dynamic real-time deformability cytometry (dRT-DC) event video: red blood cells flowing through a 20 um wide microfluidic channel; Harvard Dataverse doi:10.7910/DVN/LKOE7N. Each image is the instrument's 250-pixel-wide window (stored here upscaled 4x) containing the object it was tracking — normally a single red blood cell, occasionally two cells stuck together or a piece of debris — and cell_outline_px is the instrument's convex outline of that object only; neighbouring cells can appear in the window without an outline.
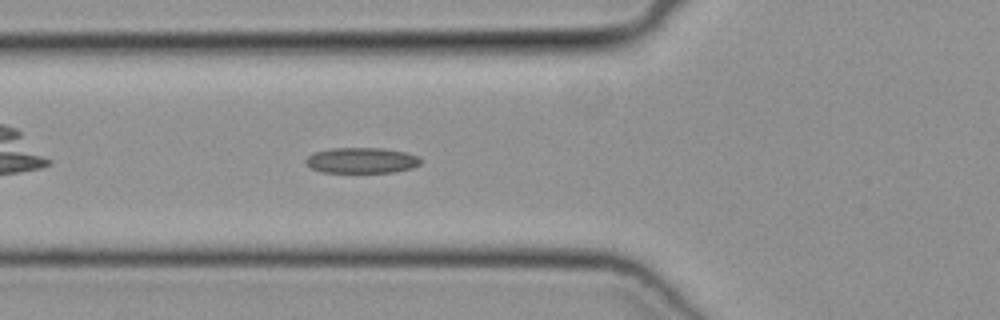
{"species": "common noctule bat (a hibernating species)", "species_latin": "Nyctalus noctula", "temperature_condition": "cold", "stored_images_in_passage": 35, "camera_frame_rate_fps": 3000, "um_per_image_px": 0.085, "animal": {"sex": "female", "body_mass_g": 19.3, "forearm_length_mm": 54.1}, "frame": {"image": 1, "passage_image": 6, "time_ms": 1.667, "image_size_px": [1000, 320], "cell_outline_px": [[420, 164], [412, 168], [392, 172], [320, 172], [312, 168], [304, 160], [308, 156], [316, 152], [332, 148], [384, 148], [404, 152], [420, 156]], "centroid_in_image_um": [30.75, 13.63], "position_along_channel_um": 95.0, "area_um2": 17.05}}
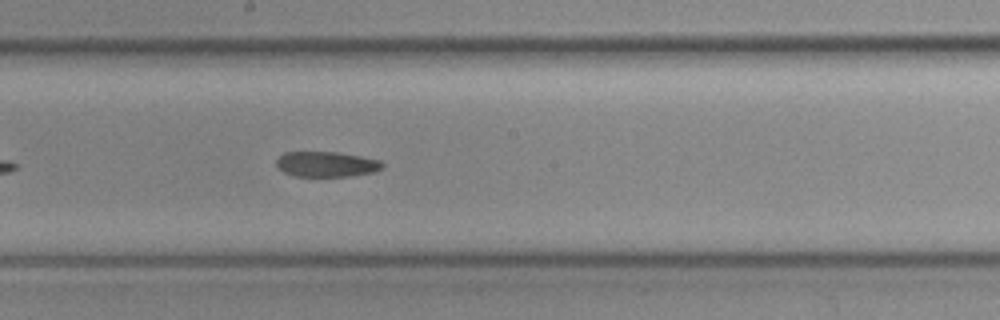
{"frame": {"image": 2, "passage_image": 15, "time_ms": 4.667, "image_size_px": [1000, 320], "cell_outline_px": [[384, 168], [376, 172], [352, 176], [296, 176], [284, 172], [276, 164], [276, 160], [284, 152], [336, 152], [360, 156], [380, 160], [384, 164]], "centroid_in_image_um": [27.8, 13.96], "position_along_channel_um": 220.4, "area_um2": 15.66}}
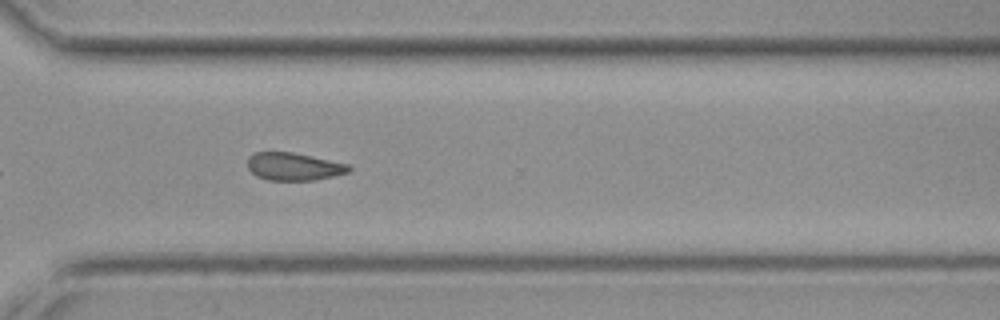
{"frame": {"image": 3, "passage_image": 24, "time_ms": 7.667, "image_size_px": [1000, 320], "cell_outline_px": [[352, 168], [348, 172], [332, 176], [312, 180], [268, 180], [256, 176], [248, 168], [248, 156], [252, 152], [292, 152], [348, 164]], "centroid_in_image_um": [24.93, 14.15], "position_along_channel_um": 345.7, "area_um2": 16.24}}